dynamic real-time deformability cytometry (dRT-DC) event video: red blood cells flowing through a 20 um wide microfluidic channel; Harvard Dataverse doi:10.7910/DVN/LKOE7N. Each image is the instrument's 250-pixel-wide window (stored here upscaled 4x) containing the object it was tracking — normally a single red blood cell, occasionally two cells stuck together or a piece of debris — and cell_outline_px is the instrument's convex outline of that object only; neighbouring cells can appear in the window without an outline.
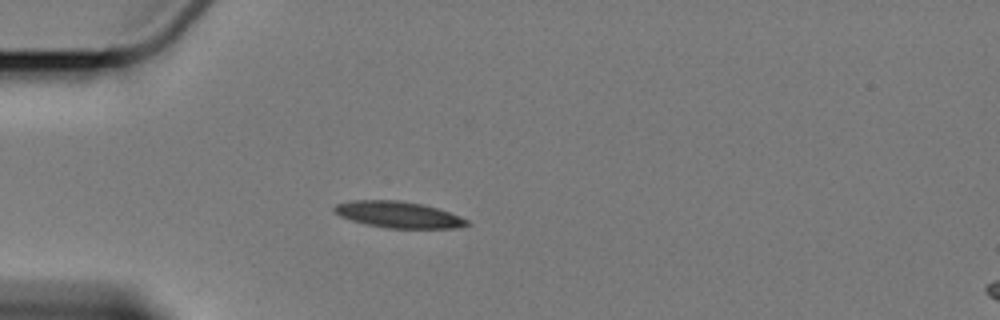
{"species": "Egyptian fruit bat (a non-hibernating species)", "species_latin": "Rousettus aegyptiacus", "temperature_condition": "cold", "stored_images_in_passage": 2, "camera_frame_rate_fps": 3000, "um_per_image_px": 0.085, "animal": {"sex": "female"}, "frame": {"image": 1, "passage_image": 2, "time_ms": 1.0, "image_size_px": [1000, 320], "cell_outline_px": [[472, 224], [456, 228], [388, 228], [364, 224], [340, 216], [332, 208], [336, 204], [352, 200], [396, 200], [420, 204], [436, 208], [460, 216], [468, 220]], "centroid_in_image_um": [33.86, 18.25], "position_along_channel_um": 51.1, "area_um2": 20.23}}